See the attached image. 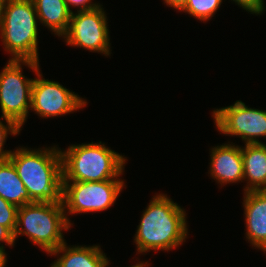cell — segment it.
Listing matches in <instances>:
<instances>
[{
	"mask_svg": "<svg viewBox=\"0 0 266 267\" xmlns=\"http://www.w3.org/2000/svg\"><path fill=\"white\" fill-rule=\"evenodd\" d=\"M186 216L185 209L167 194L156 193L137 226L134 236L136 254L142 255L151 250L169 252L183 245L188 236Z\"/></svg>",
	"mask_w": 266,
	"mask_h": 267,
	"instance_id": "cell-1",
	"label": "cell"
},
{
	"mask_svg": "<svg viewBox=\"0 0 266 267\" xmlns=\"http://www.w3.org/2000/svg\"><path fill=\"white\" fill-rule=\"evenodd\" d=\"M9 159L33 202L63 204V173L60 148L18 147Z\"/></svg>",
	"mask_w": 266,
	"mask_h": 267,
	"instance_id": "cell-2",
	"label": "cell"
},
{
	"mask_svg": "<svg viewBox=\"0 0 266 267\" xmlns=\"http://www.w3.org/2000/svg\"><path fill=\"white\" fill-rule=\"evenodd\" d=\"M63 181L122 180L126 157L99 141L70 145L61 150Z\"/></svg>",
	"mask_w": 266,
	"mask_h": 267,
	"instance_id": "cell-3",
	"label": "cell"
},
{
	"mask_svg": "<svg viewBox=\"0 0 266 267\" xmlns=\"http://www.w3.org/2000/svg\"><path fill=\"white\" fill-rule=\"evenodd\" d=\"M38 16L33 0H6L0 20V39L10 60L40 62Z\"/></svg>",
	"mask_w": 266,
	"mask_h": 267,
	"instance_id": "cell-4",
	"label": "cell"
},
{
	"mask_svg": "<svg viewBox=\"0 0 266 267\" xmlns=\"http://www.w3.org/2000/svg\"><path fill=\"white\" fill-rule=\"evenodd\" d=\"M71 225L63 204L34 202L18 207L14 241L19 235L28 239L49 255L65 241L63 231Z\"/></svg>",
	"mask_w": 266,
	"mask_h": 267,
	"instance_id": "cell-5",
	"label": "cell"
},
{
	"mask_svg": "<svg viewBox=\"0 0 266 267\" xmlns=\"http://www.w3.org/2000/svg\"><path fill=\"white\" fill-rule=\"evenodd\" d=\"M35 74L40 70L39 62L32 60H8L0 72L1 117L15 122L21 129L31 107V91L34 79L22 73V66Z\"/></svg>",
	"mask_w": 266,
	"mask_h": 267,
	"instance_id": "cell-6",
	"label": "cell"
},
{
	"mask_svg": "<svg viewBox=\"0 0 266 267\" xmlns=\"http://www.w3.org/2000/svg\"><path fill=\"white\" fill-rule=\"evenodd\" d=\"M124 180H104L97 182L63 181V206L67 221L71 226L68 213L82 214L100 212L114 205L122 189Z\"/></svg>",
	"mask_w": 266,
	"mask_h": 267,
	"instance_id": "cell-7",
	"label": "cell"
},
{
	"mask_svg": "<svg viewBox=\"0 0 266 267\" xmlns=\"http://www.w3.org/2000/svg\"><path fill=\"white\" fill-rule=\"evenodd\" d=\"M212 118L220 134L239 136L245 144H264L266 139V110L248 108L237 100L233 105L215 108Z\"/></svg>",
	"mask_w": 266,
	"mask_h": 267,
	"instance_id": "cell-8",
	"label": "cell"
},
{
	"mask_svg": "<svg viewBox=\"0 0 266 267\" xmlns=\"http://www.w3.org/2000/svg\"><path fill=\"white\" fill-rule=\"evenodd\" d=\"M106 15L102 5L89 11L73 12L68 31L62 38L69 46L110 56L112 50Z\"/></svg>",
	"mask_w": 266,
	"mask_h": 267,
	"instance_id": "cell-9",
	"label": "cell"
},
{
	"mask_svg": "<svg viewBox=\"0 0 266 267\" xmlns=\"http://www.w3.org/2000/svg\"><path fill=\"white\" fill-rule=\"evenodd\" d=\"M39 70L33 81L30 110L41 118L60 117L83 109L87 100L62 84L43 78Z\"/></svg>",
	"mask_w": 266,
	"mask_h": 267,
	"instance_id": "cell-10",
	"label": "cell"
},
{
	"mask_svg": "<svg viewBox=\"0 0 266 267\" xmlns=\"http://www.w3.org/2000/svg\"><path fill=\"white\" fill-rule=\"evenodd\" d=\"M232 143L210 149L209 174L221 186L244 181L242 146Z\"/></svg>",
	"mask_w": 266,
	"mask_h": 267,
	"instance_id": "cell-11",
	"label": "cell"
},
{
	"mask_svg": "<svg viewBox=\"0 0 266 267\" xmlns=\"http://www.w3.org/2000/svg\"><path fill=\"white\" fill-rule=\"evenodd\" d=\"M243 208L246 239L264 253L266 252V190L244 192Z\"/></svg>",
	"mask_w": 266,
	"mask_h": 267,
	"instance_id": "cell-12",
	"label": "cell"
},
{
	"mask_svg": "<svg viewBox=\"0 0 266 267\" xmlns=\"http://www.w3.org/2000/svg\"><path fill=\"white\" fill-rule=\"evenodd\" d=\"M49 255H57V259L50 265L51 267H106L110 262L99 245L68 246L64 242Z\"/></svg>",
	"mask_w": 266,
	"mask_h": 267,
	"instance_id": "cell-13",
	"label": "cell"
},
{
	"mask_svg": "<svg viewBox=\"0 0 266 267\" xmlns=\"http://www.w3.org/2000/svg\"><path fill=\"white\" fill-rule=\"evenodd\" d=\"M244 192L266 190V144H245L242 147Z\"/></svg>",
	"mask_w": 266,
	"mask_h": 267,
	"instance_id": "cell-14",
	"label": "cell"
},
{
	"mask_svg": "<svg viewBox=\"0 0 266 267\" xmlns=\"http://www.w3.org/2000/svg\"><path fill=\"white\" fill-rule=\"evenodd\" d=\"M39 22L54 35L63 37L68 31L71 12L65 0H33Z\"/></svg>",
	"mask_w": 266,
	"mask_h": 267,
	"instance_id": "cell-15",
	"label": "cell"
},
{
	"mask_svg": "<svg viewBox=\"0 0 266 267\" xmlns=\"http://www.w3.org/2000/svg\"><path fill=\"white\" fill-rule=\"evenodd\" d=\"M0 197L17 207L34 203L9 158L0 160Z\"/></svg>",
	"mask_w": 266,
	"mask_h": 267,
	"instance_id": "cell-16",
	"label": "cell"
},
{
	"mask_svg": "<svg viewBox=\"0 0 266 267\" xmlns=\"http://www.w3.org/2000/svg\"><path fill=\"white\" fill-rule=\"evenodd\" d=\"M223 0H187L179 10L198 19L199 21H210L219 9Z\"/></svg>",
	"mask_w": 266,
	"mask_h": 267,
	"instance_id": "cell-17",
	"label": "cell"
},
{
	"mask_svg": "<svg viewBox=\"0 0 266 267\" xmlns=\"http://www.w3.org/2000/svg\"><path fill=\"white\" fill-rule=\"evenodd\" d=\"M3 120H5L4 123ZM21 131L22 129L15 122L6 118H0V160L8 159L13 152L12 150L3 149L8 135L16 136L17 134L19 135Z\"/></svg>",
	"mask_w": 266,
	"mask_h": 267,
	"instance_id": "cell-18",
	"label": "cell"
},
{
	"mask_svg": "<svg viewBox=\"0 0 266 267\" xmlns=\"http://www.w3.org/2000/svg\"><path fill=\"white\" fill-rule=\"evenodd\" d=\"M18 207L0 197V225L7 227L12 233L16 228Z\"/></svg>",
	"mask_w": 266,
	"mask_h": 267,
	"instance_id": "cell-19",
	"label": "cell"
},
{
	"mask_svg": "<svg viewBox=\"0 0 266 267\" xmlns=\"http://www.w3.org/2000/svg\"><path fill=\"white\" fill-rule=\"evenodd\" d=\"M65 3L67 4V7L71 13H73L72 8L74 7L77 8V12H82L93 10L101 6L100 3H93L92 0H65Z\"/></svg>",
	"mask_w": 266,
	"mask_h": 267,
	"instance_id": "cell-20",
	"label": "cell"
},
{
	"mask_svg": "<svg viewBox=\"0 0 266 267\" xmlns=\"http://www.w3.org/2000/svg\"><path fill=\"white\" fill-rule=\"evenodd\" d=\"M239 7L246 10L248 13L261 15V3L260 0H231Z\"/></svg>",
	"mask_w": 266,
	"mask_h": 267,
	"instance_id": "cell-21",
	"label": "cell"
},
{
	"mask_svg": "<svg viewBox=\"0 0 266 267\" xmlns=\"http://www.w3.org/2000/svg\"><path fill=\"white\" fill-rule=\"evenodd\" d=\"M3 242L10 247L15 245L13 233L7 227L0 225V247L5 249V246L1 244Z\"/></svg>",
	"mask_w": 266,
	"mask_h": 267,
	"instance_id": "cell-22",
	"label": "cell"
},
{
	"mask_svg": "<svg viewBox=\"0 0 266 267\" xmlns=\"http://www.w3.org/2000/svg\"><path fill=\"white\" fill-rule=\"evenodd\" d=\"M164 4H166L169 7L174 8L175 10H180L185 3L187 2V0H163Z\"/></svg>",
	"mask_w": 266,
	"mask_h": 267,
	"instance_id": "cell-23",
	"label": "cell"
},
{
	"mask_svg": "<svg viewBox=\"0 0 266 267\" xmlns=\"http://www.w3.org/2000/svg\"><path fill=\"white\" fill-rule=\"evenodd\" d=\"M7 263V252L0 247V267H5Z\"/></svg>",
	"mask_w": 266,
	"mask_h": 267,
	"instance_id": "cell-24",
	"label": "cell"
},
{
	"mask_svg": "<svg viewBox=\"0 0 266 267\" xmlns=\"http://www.w3.org/2000/svg\"><path fill=\"white\" fill-rule=\"evenodd\" d=\"M109 265H110V262L107 264L106 267H109ZM148 266H150V264H149L148 261H146V262H144V261H139L138 263H136L135 265H132V266H130V267H148Z\"/></svg>",
	"mask_w": 266,
	"mask_h": 267,
	"instance_id": "cell-25",
	"label": "cell"
},
{
	"mask_svg": "<svg viewBox=\"0 0 266 267\" xmlns=\"http://www.w3.org/2000/svg\"><path fill=\"white\" fill-rule=\"evenodd\" d=\"M6 0H0V20L2 17V12L4 10V4H5Z\"/></svg>",
	"mask_w": 266,
	"mask_h": 267,
	"instance_id": "cell-26",
	"label": "cell"
},
{
	"mask_svg": "<svg viewBox=\"0 0 266 267\" xmlns=\"http://www.w3.org/2000/svg\"><path fill=\"white\" fill-rule=\"evenodd\" d=\"M260 3H261V14L265 11V2H264V0H260Z\"/></svg>",
	"mask_w": 266,
	"mask_h": 267,
	"instance_id": "cell-27",
	"label": "cell"
}]
</instances>
